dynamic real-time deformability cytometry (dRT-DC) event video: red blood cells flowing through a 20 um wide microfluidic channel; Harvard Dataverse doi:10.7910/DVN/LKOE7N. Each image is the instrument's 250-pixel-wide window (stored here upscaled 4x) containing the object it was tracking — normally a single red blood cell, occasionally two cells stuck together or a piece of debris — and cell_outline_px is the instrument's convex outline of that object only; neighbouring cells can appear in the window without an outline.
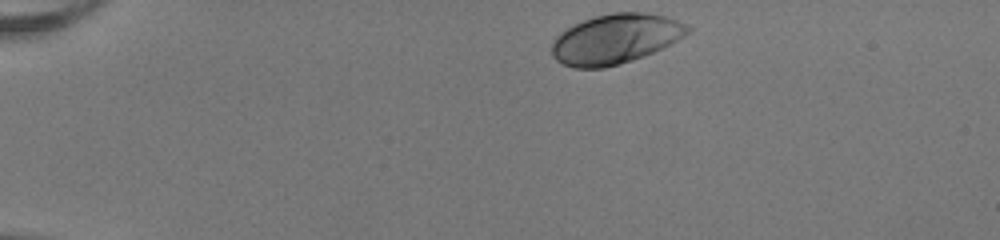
{"species": "human", "species_latin": "Homo sapiens", "temperature_condition": "room temperature", "stored_images_in_passage": 43, "camera_frame_rate_fps": 3000, "um_per_image_px": 0.085, "donor": {"sex": "female"}, "frame": {"image": 1, "passage_image": 1, "time_ms": 0.0, "image_size_px": [1000, 240], "cell_outline_px": [[692, 28], [684, 36], [672, 44], [644, 56], [620, 64], [604, 68], [576, 68], [564, 64], [556, 60], [552, 56], [552, 44], [556, 36], [560, 32], [584, 20], [596, 16], [612, 12], [644, 12], [664, 16], [676, 20]], "centroid_in_image_um": [52.32, 3.31], "position_along_channel_um": 32.7, "area_um2": 39.25}}
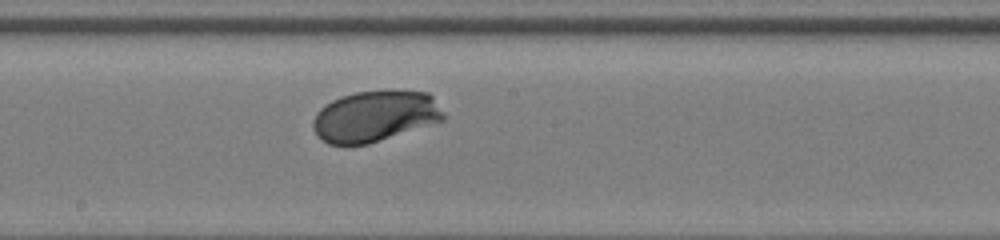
{"frame": {"image": 2, "passage_image": 21, "time_ms": 6.667, "image_size_px": [1000, 240], "cell_outline_px": [[444, 120], [368, 144], [328, 144], [316, 136], [312, 128], [312, 120], [316, 112], [320, 108], [332, 100], [340, 96], [356, 92], [428, 92], [432, 96], [444, 116]], "centroid_in_image_um": [31.8, 9.9], "position_along_channel_um": 216.4, "area_um2": 38.21}}
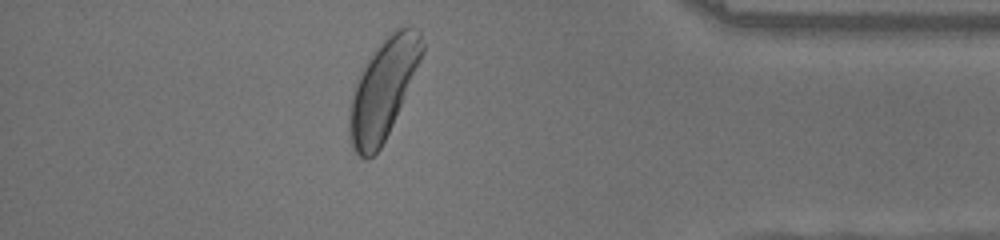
{"frame": {"image": 3, "passage_image": 37, "time_ms": 12.0, "image_size_px": [1000, 240], "cell_outline_px": [[424, 52], [392, 124], [380, 148], [368, 160], [364, 160], [352, 148], [348, 140], [348, 108], [352, 92], [356, 80], [368, 56], [388, 32], [396, 28], [408, 24], [412, 24], [420, 28], [424, 44]], "centroid_in_image_um": [32.54, 7.5], "position_along_channel_um": 402.7, "area_um2": 42.77}, "authors_computed_cell_mechanics": {"area_um2": 38.4948, "velocity_mm_per_s": 3.9667, "shape_relaxation_time_tau1_ms": 1.3281, "shape_relaxation_time_tau2_ms": null, "deformation_change_tau1": 0.1175, "deformation_change_tau2": null}}